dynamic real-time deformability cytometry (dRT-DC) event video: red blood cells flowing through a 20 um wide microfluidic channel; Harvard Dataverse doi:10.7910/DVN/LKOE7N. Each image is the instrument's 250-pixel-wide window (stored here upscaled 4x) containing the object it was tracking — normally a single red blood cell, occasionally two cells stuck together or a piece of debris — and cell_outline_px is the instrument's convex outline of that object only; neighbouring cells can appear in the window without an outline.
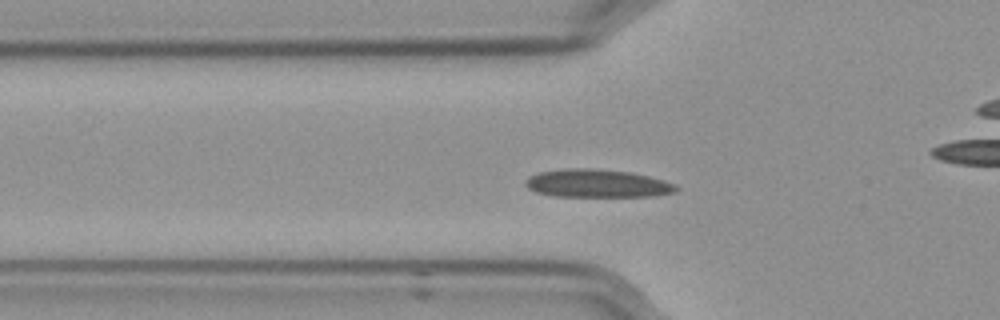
{"species": "Egyptian fruit bat (a non-hibernating species)", "species_latin": "Rousettus aegyptiacus", "temperature_condition": "cold", "stored_images_in_passage": 47, "camera_frame_rate_fps": 3000, "um_per_image_px": 0.085, "frame": {"image": 1, "passage_image": 8, "time_ms": 2.333, "image_size_px": [1000, 320], "cell_outline_px": [[680, 188], [676, 192], [652, 196], [552, 196], [536, 192], [528, 188], [524, 184], [524, 180], [528, 176], [536, 172], [564, 168], [592, 168], [632, 172], [664, 180], [676, 184]], "centroid_in_image_um": [50.73, 15.58], "position_along_channel_um": 75.1, "area_um2": 24.97}}
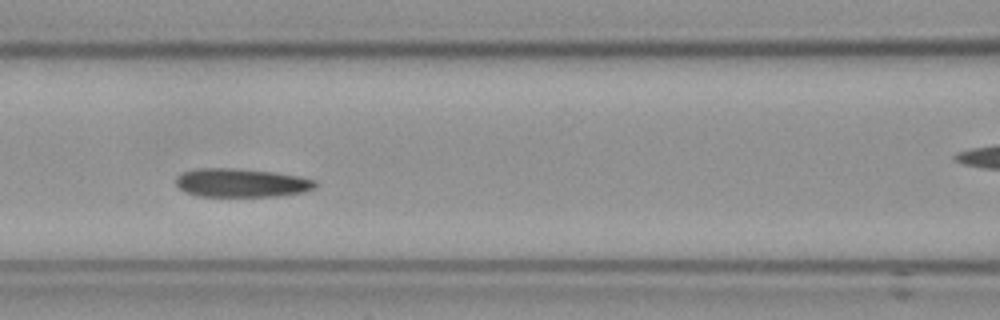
{"frame": {"image": 2, "passage_image": 14, "time_ms": 4.333, "image_size_px": [1000, 320], "cell_outline_px": [[316, 184], [312, 188], [304, 192], [276, 196], [196, 196], [184, 192], [176, 184], [176, 176], [180, 172], [196, 168], [236, 168], [276, 172], [300, 176], [316, 180]], "centroid_in_image_um": [20.47, 15.53], "position_along_channel_um": 146.1, "area_um2": 23.47}, "authors_computed_cell_mechanics": {"area_um2": 23.698, "velocity_mm_per_s": 3.5243, "shape_relaxation_time_tau1_ms": 9.6075, "shape_relaxation_time_tau2_ms": 4.8157, "deformation_change_tau1": 0.1339, "deformation_change_tau2": 0.08}}